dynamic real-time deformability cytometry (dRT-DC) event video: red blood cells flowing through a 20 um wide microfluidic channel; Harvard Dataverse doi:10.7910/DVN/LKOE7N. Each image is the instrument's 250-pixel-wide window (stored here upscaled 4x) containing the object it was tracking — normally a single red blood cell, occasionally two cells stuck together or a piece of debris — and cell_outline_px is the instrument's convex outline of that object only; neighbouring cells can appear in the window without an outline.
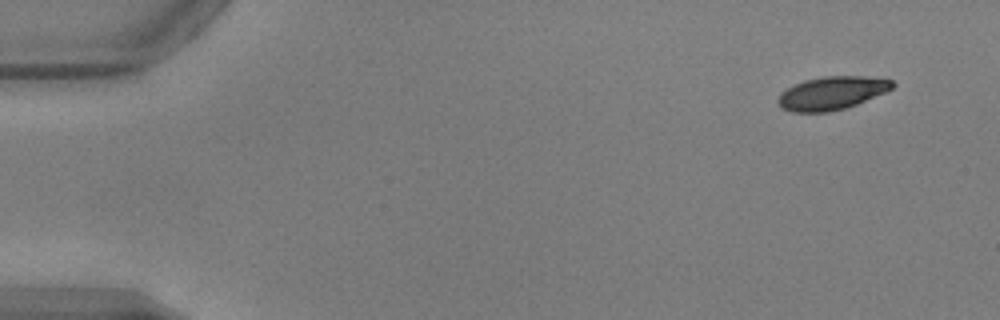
{"species": "common noctule bat (a hibernating species)", "species_latin": "Nyctalus noctula", "temperature_condition": "warm", "stored_images_in_passage": 39, "camera_frame_rate_fps": 3000, "um_per_image_px": 0.085, "animal": {"sex": "male", "body_mass_g": 17.9, "forearm_length_mm": 54.2}, "frame": {"image": 1, "passage_image": 1, "time_ms": 0.0, "image_size_px": [1000, 320], "cell_outline_px": [[896, 84], [892, 88], [884, 92], [856, 104], [844, 108], [828, 112], [792, 112], [784, 108], [776, 100], [780, 92], [804, 80], [824, 76], [864, 76], [892, 80]], "centroid_in_image_um": [70.69, 7.9], "position_along_channel_um": 14.3, "area_um2": 21.85}}
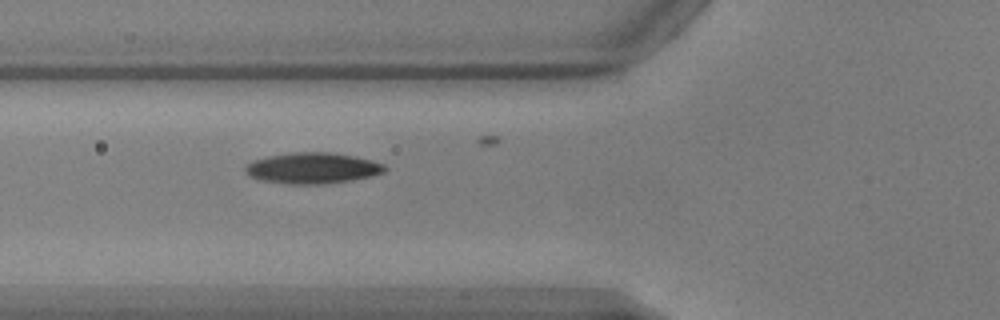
{"frame": {"image": 2, "passage_image": 17, "time_ms": 5.333, "image_size_px": [1000, 320], "cell_outline_px": [[388, 168], [384, 172], [372, 176], [352, 180], [324, 184], [288, 184], [260, 180], [248, 176], [244, 172], [244, 168], [252, 160], [268, 156], [296, 152], [328, 152], [356, 156], [372, 160], [384, 164]], "centroid_in_image_um": [26.56, 14.29], "position_along_channel_um": 99.2, "area_um2": 25.37}}
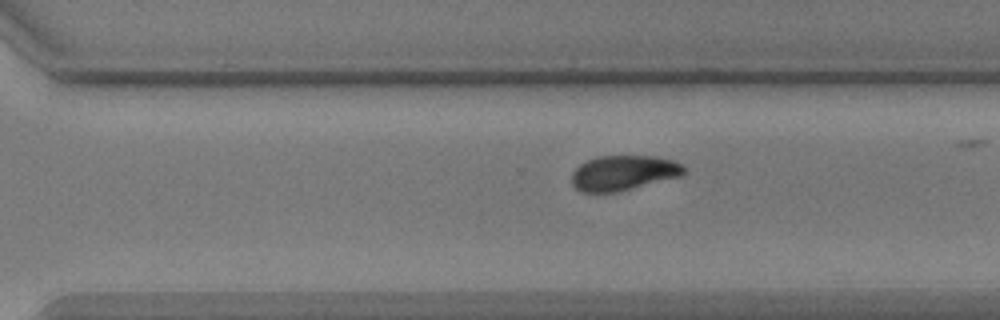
{"frame": {"image": 3, "passage_image": 34, "time_ms": 11.0, "image_size_px": [1000, 320], "cell_outline_px": [[688, 172], [680, 176], [616, 192], [580, 192], [572, 184], [572, 172], [580, 164], [588, 160], [600, 156], [656, 156], [672, 160], [684, 164]], "centroid_in_image_um": [53.02, 14.69], "position_along_channel_um": 317.6, "area_um2": 22.89}}